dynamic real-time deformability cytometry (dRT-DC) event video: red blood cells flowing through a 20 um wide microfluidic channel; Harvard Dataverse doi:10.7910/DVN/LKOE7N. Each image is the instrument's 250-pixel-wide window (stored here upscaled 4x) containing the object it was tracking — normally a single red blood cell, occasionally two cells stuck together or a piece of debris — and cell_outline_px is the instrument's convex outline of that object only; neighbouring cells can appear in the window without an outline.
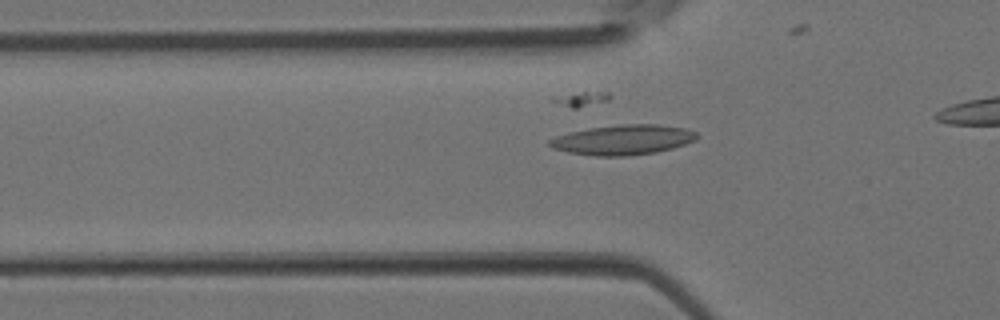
{"species": "Egyptian fruit bat (a non-hibernating species)", "species_latin": "Rousettus aegyptiacus", "temperature_condition": "room temperature", "stored_images_in_passage": 4, "camera_frame_rate_fps": 3000, "um_per_image_px": 0.085, "animal": {"sex": "female"}, "frame": {"image": 1, "passage_image": 4, "time_ms": 1.0, "image_size_px": [1000, 320], "cell_outline_px": [[700, 136], [696, 140], [672, 148], [656, 152], [628, 156], [596, 156], [568, 152], [552, 148], [548, 144], [548, 140], [556, 136], [572, 132], [592, 128], [620, 124], [660, 124], [684, 128], [696, 132]], "centroid_in_image_um": [52.98, 11.88], "position_along_channel_um": 72.8, "area_um2": 25.66}}